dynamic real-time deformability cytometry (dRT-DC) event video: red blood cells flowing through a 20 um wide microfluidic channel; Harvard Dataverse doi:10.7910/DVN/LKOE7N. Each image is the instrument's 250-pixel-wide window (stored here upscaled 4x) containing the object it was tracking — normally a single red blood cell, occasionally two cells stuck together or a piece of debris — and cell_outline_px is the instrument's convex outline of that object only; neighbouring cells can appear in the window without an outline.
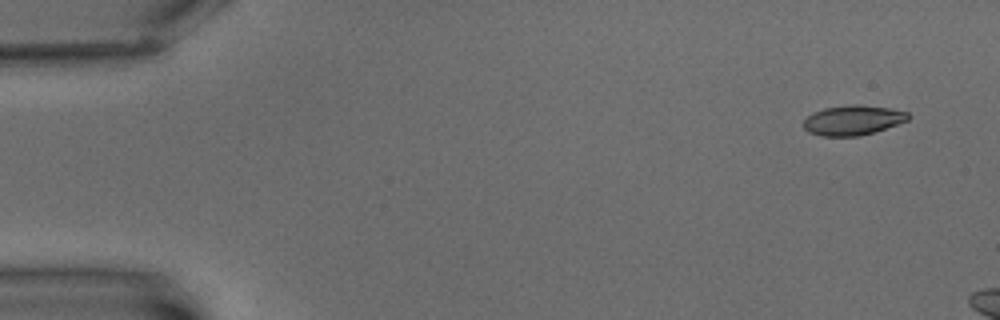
{"species": "common noctule bat (a hibernating species)", "species_latin": "Nyctalus noctula", "temperature_condition": "warm", "stored_images_in_passage": 3, "camera_frame_rate_fps": 3000, "um_per_image_px": 0.085, "animal": {"sex": "male", "body_mass_g": 15.6}, "frame": {"image": 1, "passage_image": 1, "time_ms": 0.0, "image_size_px": [1000, 320], "cell_outline_px": [[912, 116], [908, 120], [872, 132], [856, 136], [820, 136], [808, 132], [804, 128], [804, 120], [812, 112], [824, 108], [852, 104], [860, 104], [892, 108], [908, 112]], "centroid_in_image_um": [72.49, 10.2], "position_along_channel_um": 12.5, "area_um2": 18.21}}